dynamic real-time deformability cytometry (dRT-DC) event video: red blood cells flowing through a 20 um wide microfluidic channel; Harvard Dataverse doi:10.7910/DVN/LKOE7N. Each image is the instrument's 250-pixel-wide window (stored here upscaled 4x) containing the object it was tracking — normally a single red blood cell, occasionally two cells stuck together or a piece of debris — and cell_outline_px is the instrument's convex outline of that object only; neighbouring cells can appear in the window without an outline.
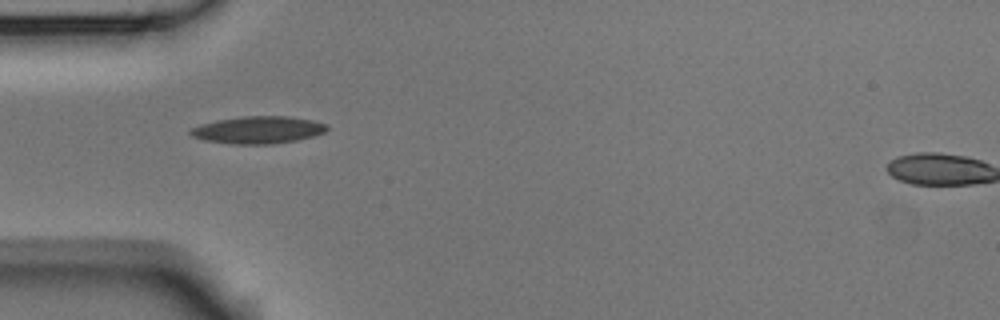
{"species": "Egyptian fruit bat (a non-hibernating species)", "species_latin": "Rousettus aegyptiacus", "temperature_condition": "room temperature", "stored_images_in_passage": 3, "camera_frame_rate_fps": 3000, "um_per_image_px": 0.085, "animal": {"sex": "male"}, "frame": {"image": 1, "passage_image": 1, "time_ms": 0.0, "image_size_px": [1000, 320], "cell_outline_px": [[328, 128], [324, 132], [316, 136], [296, 140], [272, 144], [232, 144], [204, 140], [192, 136], [188, 132], [192, 128], [200, 124], [216, 120], [240, 116], [288, 116], [312, 120], [328, 124]], "centroid_in_image_um": [21.94, 11.04], "position_along_channel_um": 63.1, "area_um2": 21.85}}
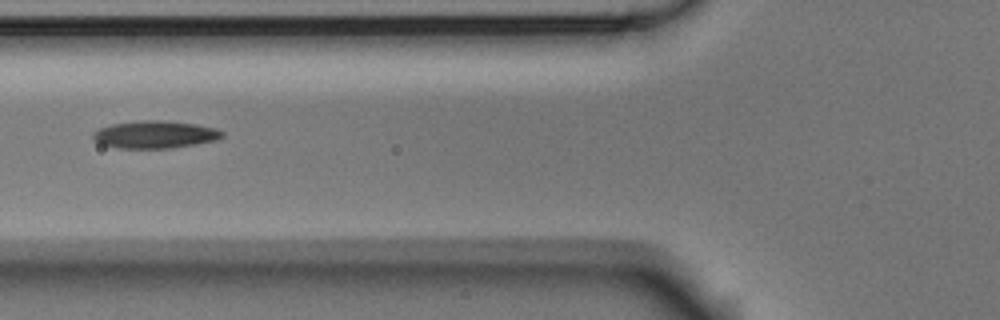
{"frame": {"image": 2, "passage_image": 2, "time_ms": 0.333, "image_size_px": [1000, 320], "cell_outline_px": [[224, 136], [216, 140], [196, 144], [172, 148], [116, 148], [100, 144], [92, 136], [92, 132], [100, 128], [112, 124], [140, 120], [160, 120], [196, 124], [216, 128], [224, 132]], "centroid_in_image_um": [13.18, 11.43], "position_along_channel_um": 112.6, "area_um2": 20.75}}
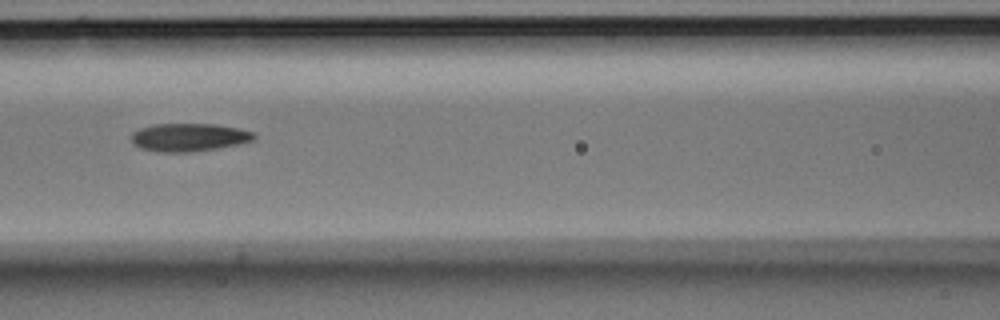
{"frame": {"image": 3, "passage_image": 3, "time_ms": 0.667, "image_size_px": [1000, 320], "cell_outline_px": [[256, 136], [252, 140], [236, 144], [216, 148], [192, 152], [160, 152], [140, 148], [132, 144], [132, 132], [140, 128], [156, 124], [216, 124], [236, 128], [252, 132]], "centroid_in_image_um": [16.0, 11.67], "position_along_channel_um": 150.6, "area_um2": 19.83}}